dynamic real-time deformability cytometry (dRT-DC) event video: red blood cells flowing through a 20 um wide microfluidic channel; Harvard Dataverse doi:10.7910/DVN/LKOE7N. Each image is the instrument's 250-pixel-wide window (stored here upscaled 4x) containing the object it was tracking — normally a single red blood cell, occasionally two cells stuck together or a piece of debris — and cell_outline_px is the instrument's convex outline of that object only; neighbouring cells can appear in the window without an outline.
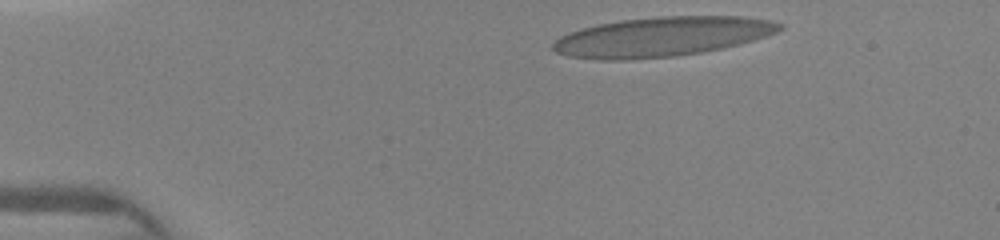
{"species": "human", "species_latin": "Homo sapiens", "temperature_condition": "warm", "stored_images_in_passage": 34, "camera_frame_rate_fps": 3000, "um_per_image_px": 0.085, "donor": {"sex": "female"}, "frame": {"image": 1, "passage_image": 2, "time_ms": 0.333, "image_size_px": [1000, 240], "cell_outline_px": [[784, 28], [776, 32], [752, 40], [720, 48], [700, 52], [676, 56], [628, 60], [600, 60], [568, 56], [556, 52], [552, 48], [552, 44], [560, 36], [568, 32], [600, 24], [620, 20], [660, 16], [744, 16], [772, 20], [784, 24]], "centroid_in_image_um": [56.25, 3.12], "position_along_channel_um": 28.7, "area_um2": 52.14}}
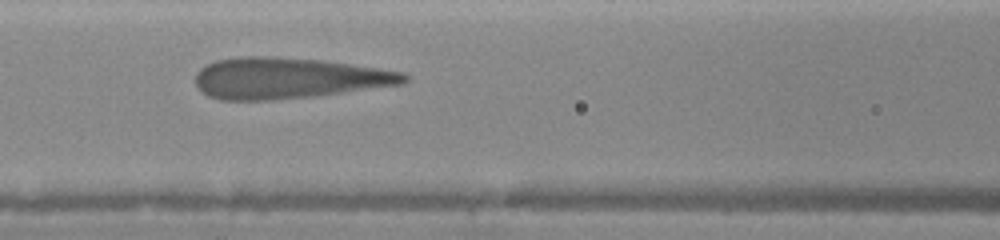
{"frame": {"image": 2, "passage_image": 17, "time_ms": 4.667, "image_size_px": [1000, 240], "cell_outline_px": [[408, 80], [404, 84], [316, 96], [272, 100], [220, 100], [208, 96], [196, 88], [196, 72], [200, 68], [216, 60], [240, 56], [264, 56], [324, 60], [352, 64], [404, 72], [408, 76]], "centroid_in_image_um": [24.5, 6.64], "position_along_channel_um": 142.1, "area_um2": 50.23}}
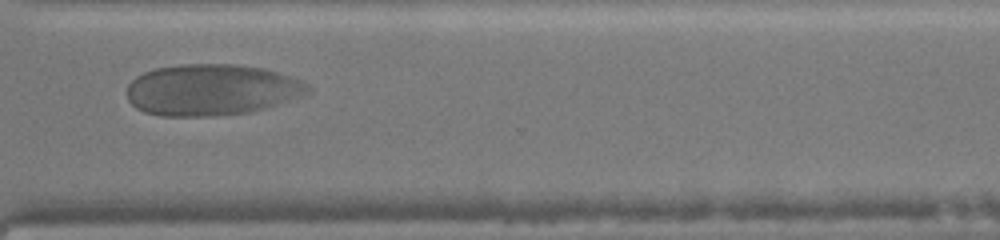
{"frame": {"image": 3, "passage_image": 33, "time_ms": 9.667, "image_size_px": [1000, 240], "cell_outline_px": [[308, 92], [304, 96], [264, 108], [248, 112], [208, 116], [160, 116], [144, 112], [136, 108], [128, 100], [128, 84], [136, 76], [144, 72], [156, 68], [180, 64], [236, 64], [264, 68], [304, 80], [308, 84]], "centroid_in_image_um": [17.98, 7.63], "position_along_channel_um": 352.6, "area_um2": 54.22}}